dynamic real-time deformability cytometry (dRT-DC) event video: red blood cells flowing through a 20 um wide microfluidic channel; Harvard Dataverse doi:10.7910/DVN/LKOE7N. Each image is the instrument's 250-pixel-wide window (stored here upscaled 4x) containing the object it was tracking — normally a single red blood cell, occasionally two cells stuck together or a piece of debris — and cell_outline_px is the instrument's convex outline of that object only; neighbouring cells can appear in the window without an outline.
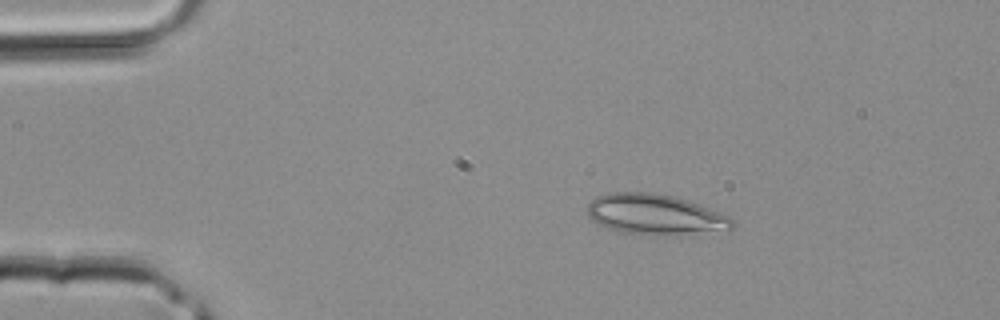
{"species": "common noctule bat (a hibernating species)", "species_latin": "Nyctalus noctula", "temperature_condition": "room temperature", "stored_images_in_passage": 38, "camera_frame_rate_fps": 3000, "um_per_image_px": 0.085, "animal": {"sex": "male", "body_mass_g": 20.4}, "frame": {"image": 1, "passage_image": 4, "time_ms": 1.0, "image_size_px": [1000, 320], "cell_outline_px": [[736, 224], [732, 228], [680, 232], [624, 232], [608, 228], [600, 224], [588, 216], [588, 204], [596, 196], [608, 192], [652, 192], [672, 196], [688, 200], [700, 204], [728, 216]], "centroid_in_image_um": [55.6, 18.14], "position_along_channel_um": 29.4, "area_um2": 32.48}}
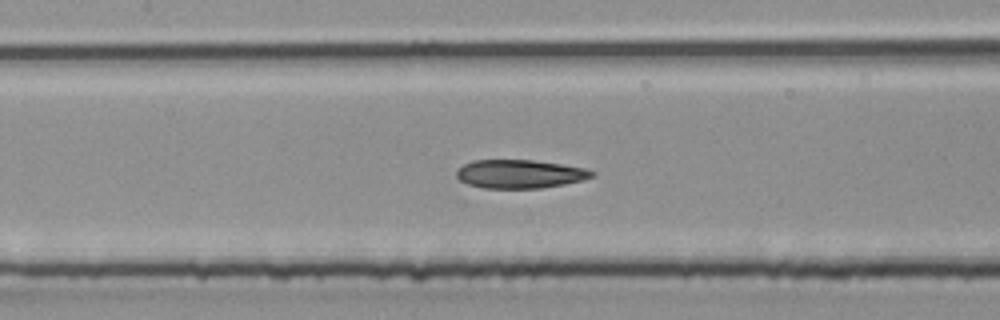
{"frame": {"image": 2, "passage_image": 16, "time_ms": 5.0, "image_size_px": [1000, 320], "cell_outline_px": [[596, 176], [584, 180], [564, 184], [540, 188], [484, 188], [468, 184], [460, 180], [456, 176], [456, 172], [464, 164], [472, 160], [532, 160], [560, 164], [584, 168], [596, 172]], "centroid_in_image_um": [44.21, 14.79], "position_along_channel_um": 163.2, "area_um2": 22.48}}
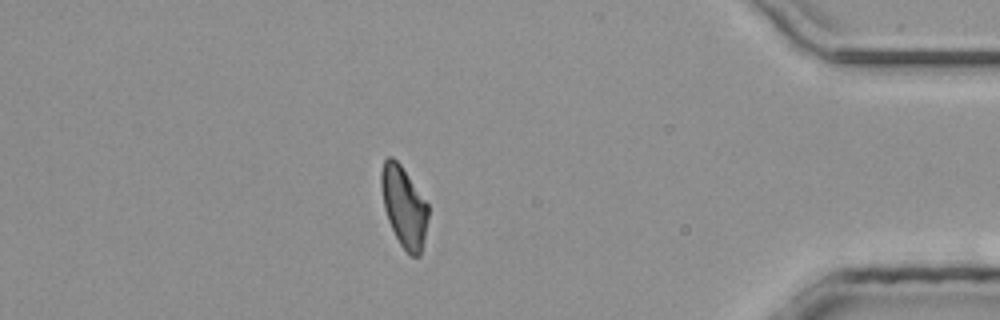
{"frame": {"image": 3, "passage_image": 33, "time_ms": 10.667, "image_size_px": [1000, 320], "cell_outline_px": [[428, 216], [424, 240], [420, 256], [412, 256], [400, 244], [388, 220], [384, 208], [380, 188], [380, 172], [384, 160], [388, 156], [392, 156], [400, 164], [428, 204]], "centroid_in_image_um": [34.31, 17.54], "position_along_channel_um": 400.9, "area_um2": 21.91}}